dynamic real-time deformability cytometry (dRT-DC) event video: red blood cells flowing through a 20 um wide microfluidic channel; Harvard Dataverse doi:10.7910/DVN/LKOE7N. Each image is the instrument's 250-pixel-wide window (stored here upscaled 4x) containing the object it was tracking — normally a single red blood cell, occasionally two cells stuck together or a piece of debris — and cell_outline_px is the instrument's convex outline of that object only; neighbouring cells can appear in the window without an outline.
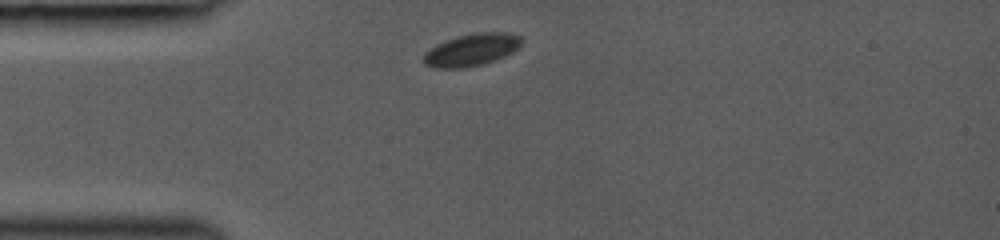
{"species": "common noctule bat (a hibernating species)", "species_latin": "Nyctalus noctula", "temperature_condition": "room temperature", "stored_images_in_passage": 2, "camera_frame_rate_fps": 3000, "um_per_image_px": 0.085, "animal": {"sex": "female", "body_mass_g": 19.0, "forearm_length_mm": 53.3}, "frame": {"image": 1, "passage_image": 1, "time_ms": 0.0, "image_size_px": [1000, 240], "cell_outline_px": [[524, 40], [520, 48], [496, 60], [464, 68], [432, 68], [424, 64], [420, 60], [424, 52], [436, 44], [456, 36], [476, 32], [508, 32], [520, 36]], "centroid_in_image_um": [40.06, 4.23], "position_along_channel_um": 44.9, "area_um2": 18.84}}